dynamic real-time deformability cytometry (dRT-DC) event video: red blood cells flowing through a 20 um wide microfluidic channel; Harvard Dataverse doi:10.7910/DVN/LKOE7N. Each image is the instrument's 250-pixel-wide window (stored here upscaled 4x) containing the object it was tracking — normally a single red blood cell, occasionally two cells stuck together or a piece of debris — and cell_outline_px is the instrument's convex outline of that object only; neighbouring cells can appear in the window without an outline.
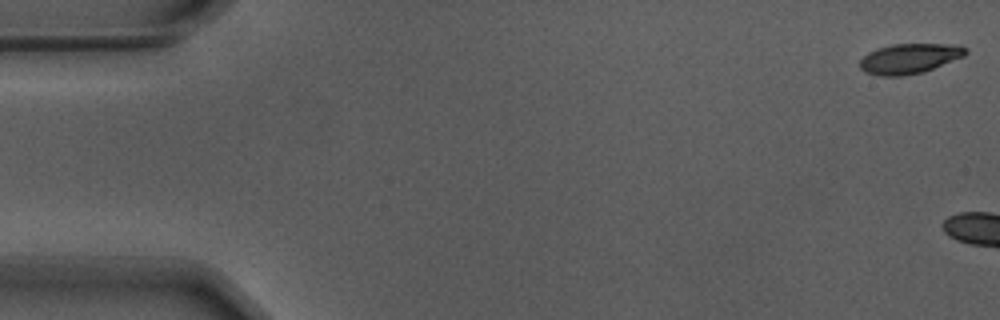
{"species": "Egyptian fruit bat (a non-hibernating species)", "species_latin": "Rousettus aegyptiacus", "temperature_condition": "warm", "stored_images_in_passage": 4, "camera_frame_rate_fps": 3000, "um_per_image_px": 0.085, "animal": {"sex": "male"}, "frame": {"image": 1, "passage_image": 1, "time_ms": 0.0, "image_size_px": [1000, 320], "cell_outline_px": [[968, 52], [964, 56], [924, 72], [900, 76], [880, 76], [864, 72], [860, 68], [860, 60], [868, 52], [892, 44], [960, 44], [968, 48]], "centroid_in_image_um": [77.33, 4.97], "position_along_channel_um": 7.7, "area_um2": 18.61}}